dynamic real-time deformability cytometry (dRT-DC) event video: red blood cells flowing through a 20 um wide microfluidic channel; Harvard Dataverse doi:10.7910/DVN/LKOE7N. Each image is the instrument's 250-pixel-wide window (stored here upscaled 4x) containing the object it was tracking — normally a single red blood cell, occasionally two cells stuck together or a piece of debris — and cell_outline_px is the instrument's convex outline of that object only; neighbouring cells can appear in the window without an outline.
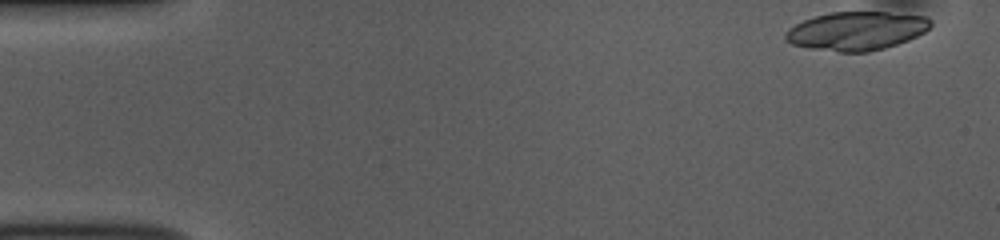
{"species": "common noctule bat (a hibernating species)", "species_latin": "Nyctalus noctula", "temperature_condition": "room temperature", "stored_images_in_passage": 50, "camera_frame_rate_fps": 3000, "um_per_image_px": 0.085, "animal": {"sex": "female", "body_mass_g": 10.0, "forearm_length_mm": 53.1}, "frame": {"image": 1, "passage_image": 1, "time_ms": 0.0, "image_size_px": [1000, 240], "cell_outline_px": [[932, 24], [924, 32], [908, 40], [884, 48], [868, 52], [840, 52], [808, 48], [792, 44], [784, 40], [784, 32], [788, 28], [804, 20], [816, 16], [832, 12], [888, 12], [928, 16], [932, 20]], "centroid_in_image_um": [72.79, 2.63], "position_along_channel_um": 12.2, "area_um2": 32.77}}